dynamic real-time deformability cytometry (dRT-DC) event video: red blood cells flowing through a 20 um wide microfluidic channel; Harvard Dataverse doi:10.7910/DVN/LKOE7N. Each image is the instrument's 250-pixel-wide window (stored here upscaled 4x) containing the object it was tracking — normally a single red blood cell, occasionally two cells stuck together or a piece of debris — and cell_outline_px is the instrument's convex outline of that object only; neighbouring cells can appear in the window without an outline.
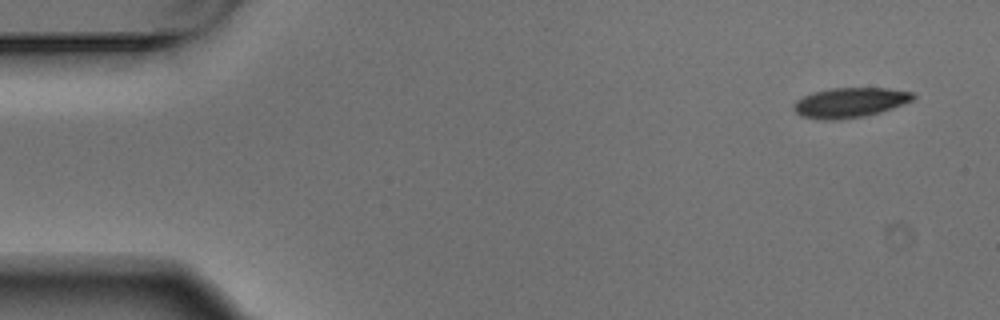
{"species": "Egyptian fruit bat (a non-hibernating species)", "species_latin": "Rousettus aegyptiacus", "temperature_condition": "warm", "stored_images_in_passage": 4, "camera_frame_rate_fps": 3000, "um_per_image_px": 0.085, "animal": {"sex": "male"}, "frame": {"image": 1, "passage_image": 1, "time_ms": 0.0, "image_size_px": [1000, 320], "cell_outline_px": [[916, 100], [880, 112], [864, 116], [840, 120], [820, 120], [800, 116], [792, 108], [792, 104], [796, 100], [812, 92], [832, 88], [888, 88], [912, 92], [916, 96]], "centroid_in_image_um": [72.23, 8.72], "position_along_channel_um": 12.8, "area_um2": 21.1}}
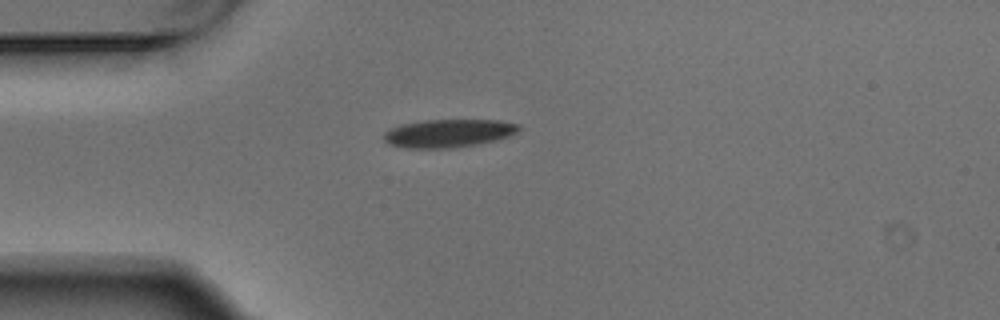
{"frame": {"image": 2, "passage_image": 4, "time_ms": 1.0, "image_size_px": [1000, 320], "cell_outline_px": [[520, 128], [516, 132], [508, 136], [476, 144], [452, 148], [404, 148], [388, 144], [384, 140], [384, 132], [392, 128], [404, 124], [428, 120], [500, 120], [520, 124]], "centroid_in_image_um": [38.11, 11.33], "position_along_channel_um": 46.9, "area_um2": 21.85}}